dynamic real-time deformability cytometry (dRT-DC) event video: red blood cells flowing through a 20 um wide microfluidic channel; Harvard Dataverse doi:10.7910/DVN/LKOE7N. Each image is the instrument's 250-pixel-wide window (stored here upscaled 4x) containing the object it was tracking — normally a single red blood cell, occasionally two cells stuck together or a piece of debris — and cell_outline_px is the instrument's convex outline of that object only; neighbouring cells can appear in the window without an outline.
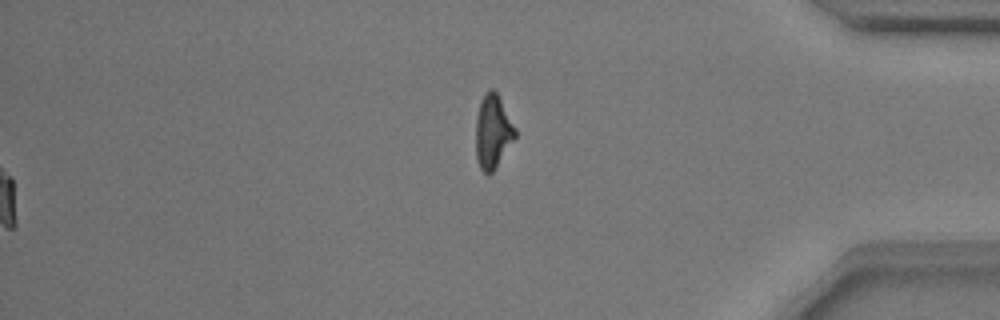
{"species": "common noctule bat (a hibernating species)", "species_latin": "Nyctalus noctula", "temperature_condition": "warm", "stored_images_in_passage": 55, "segment_of_instrument_passage": [2, 2], "camera_frame_rate_fps": 3000, "um_per_image_px": 0.085, "animal": {"sex": "male", "body_mass_g": 17.9}, "frame": {"image": 1, "passage_image": 55, "time_ms": 18.0, "image_size_px": [1000, 320], "cell_outline_px": [[516, 136], [492, 172], [488, 176], [480, 168], [476, 156], [476, 120], [480, 100], [488, 88], [492, 88], [496, 92], [516, 128]], "centroid_in_image_um": [41.87, 11.17], "position_along_channel_um": 393.3, "area_um2": 16.7}}